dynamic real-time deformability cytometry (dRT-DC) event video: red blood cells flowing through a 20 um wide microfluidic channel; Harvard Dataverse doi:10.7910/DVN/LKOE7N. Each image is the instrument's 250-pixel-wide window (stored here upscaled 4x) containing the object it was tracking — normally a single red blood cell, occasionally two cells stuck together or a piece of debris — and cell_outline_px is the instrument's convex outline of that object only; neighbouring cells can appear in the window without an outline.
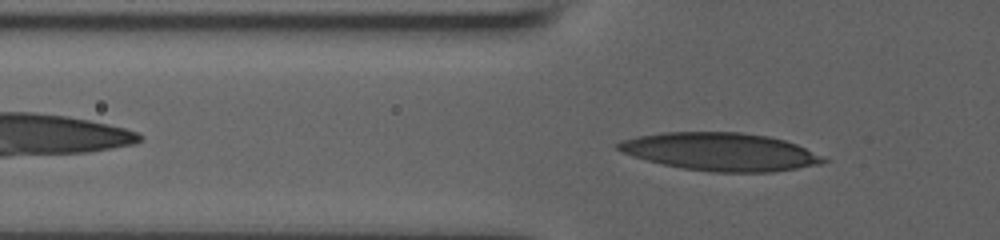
{"species": "human", "species_latin": "Homo sapiens", "temperature_condition": "room temperature", "stored_images_in_passage": 38, "camera_frame_rate_fps": 3000, "um_per_image_px": 0.085, "donor": {"sex": "male"}, "frame": {"image": 1, "passage_image": 6, "time_ms": 1.667, "image_size_px": [1000, 240], "cell_outline_px": [[832, 160], [820, 164], [772, 172], [712, 172], [684, 168], [664, 164], [632, 156], [616, 148], [616, 144], [620, 140], [636, 136], [660, 132], [740, 132], [768, 136], [784, 140], [796, 144]], "centroid_in_image_um": [61.24, 12.89], "position_along_channel_um": 64.6, "area_um2": 45.32}}
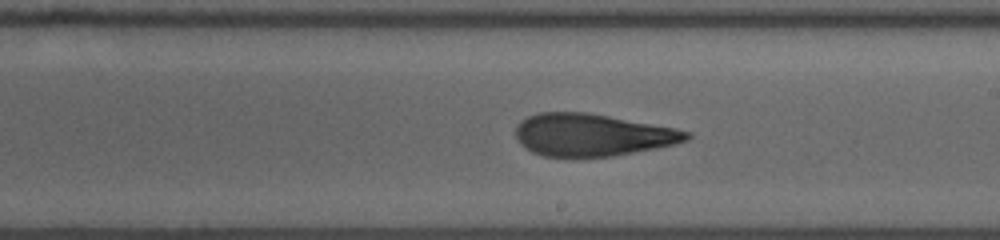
{"frame": {"image": 2, "passage_image": 20, "time_ms": 6.333, "image_size_px": [1000, 240], "cell_outline_px": [[692, 136], [688, 140], [676, 144], [656, 148], [612, 156], [544, 156], [532, 152], [524, 148], [520, 144], [516, 136], [516, 128], [528, 116], [540, 112], [584, 112], [608, 116], [676, 128], [692, 132]], "centroid_in_image_um": [50.37, 11.47], "position_along_channel_um": 238.6, "area_um2": 41.85}}
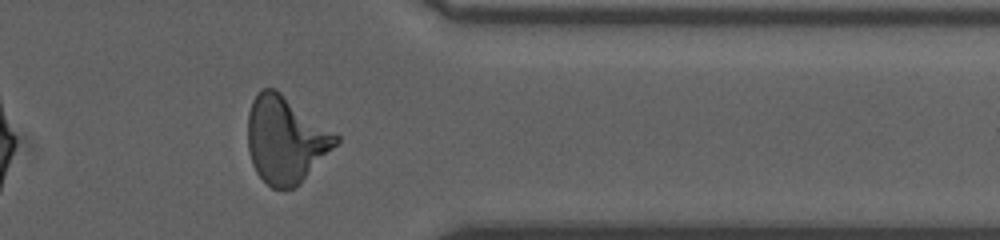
{"frame": {"image": 3, "passage_image": 32, "time_ms": 10.333, "image_size_px": [1000, 240], "cell_outline_px": [[340, 140], [300, 184], [296, 188], [272, 188], [256, 172], [252, 164], [248, 148], [248, 112], [252, 100], [260, 88], [276, 88], [340, 136]], "centroid_in_image_um": [24.26, 11.85], "position_along_channel_um": 387.1, "area_um2": 44.51}}